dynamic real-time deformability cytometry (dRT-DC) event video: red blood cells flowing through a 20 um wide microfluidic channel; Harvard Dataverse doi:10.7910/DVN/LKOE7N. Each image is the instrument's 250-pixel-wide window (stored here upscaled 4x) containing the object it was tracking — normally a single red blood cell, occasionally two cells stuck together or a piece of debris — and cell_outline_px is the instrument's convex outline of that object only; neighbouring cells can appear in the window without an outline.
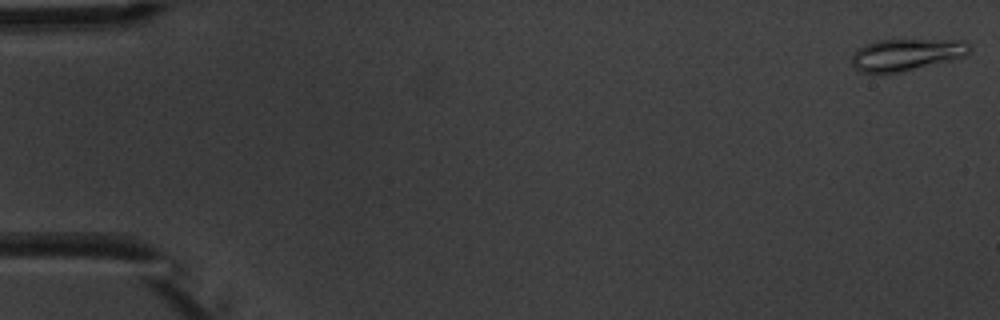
{"species": "common noctule bat (a hibernating species)", "species_latin": "Nyctalus noctula", "temperature_condition": "warm", "stored_images_in_passage": 6, "camera_frame_rate_fps": 3000, "um_per_image_px": 0.085, "animal": {"sex": "male", "body_mass_g": 20.1, "forearm_length_mm": 53.5}, "frame": {"image": 1, "passage_image": 1, "time_ms": 0.0, "image_size_px": [1000, 320], "cell_outline_px": [[972, 48], [968, 56], [900, 72], [860, 72], [852, 64], [852, 56], [860, 48], [876, 40], [964, 40], [972, 44]], "centroid_in_image_um": [77.14, 4.63], "position_along_channel_um": 7.9, "area_um2": 21.73}}